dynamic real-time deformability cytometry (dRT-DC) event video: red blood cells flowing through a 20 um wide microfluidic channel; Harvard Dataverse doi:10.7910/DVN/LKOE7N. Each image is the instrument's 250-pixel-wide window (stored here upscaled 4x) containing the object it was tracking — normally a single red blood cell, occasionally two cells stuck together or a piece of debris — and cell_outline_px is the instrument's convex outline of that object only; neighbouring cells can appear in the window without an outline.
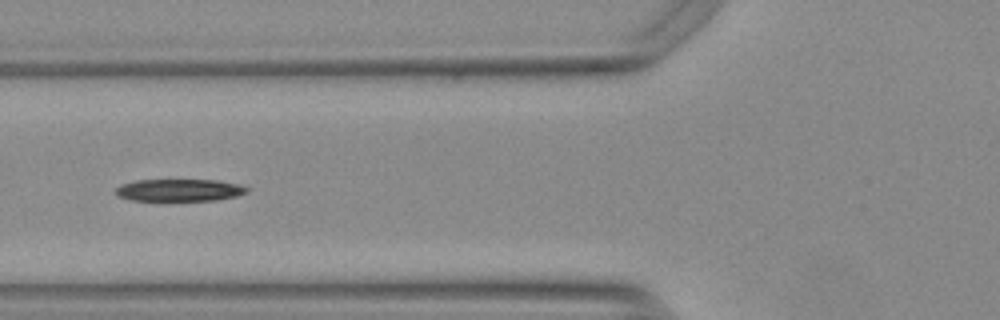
{"species": "Egyptian fruit bat (a non-hibernating species)", "species_latin": "Rousettus aegyptiacus", "temperature_condition": "warm", "stored_images_in_passage": 40, "camera_frame_rate_fps": 3000, "um_per_image_px": 0.085, "animal": {"sex": "female"}, "frame": {"image": 1, "passage_image": 7, "time_ms": 2.0, "image_size_px": [1000, 320], "cell_outline_px": [[248, 192], [236, 196], [216, 200], [132, 200], [116, 196], [116, 188], [124, 184], [136, 180], [216, 180], [236, 184], [248, 188]], "centroid_in_image_um": [15.24, 16.16], "position_along_channel_um": 110.6, "area_um2": 16.7}}
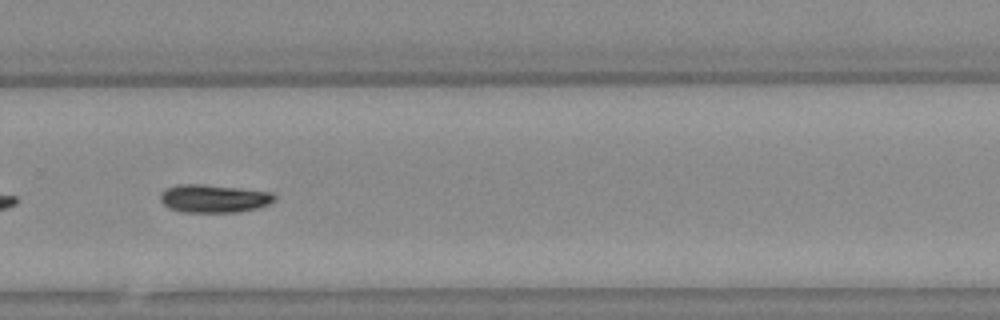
{"frame": {"image": 2, "passage_image": 23, "time_ms": 7.333, "image_size_px": [1000, 320], "cell_outline_px": [[276, 200], [268, 204], [256, 208], [240, 212], [184, 212], [168, 208], [160, 200], [160, 192], [176, 184], [200, 184], [272, 192], [276, 196]], "centroid_in_image_um": [18.16, 16.88], "position_along_channel_um": 311.6, "area_um2": 18.61}}
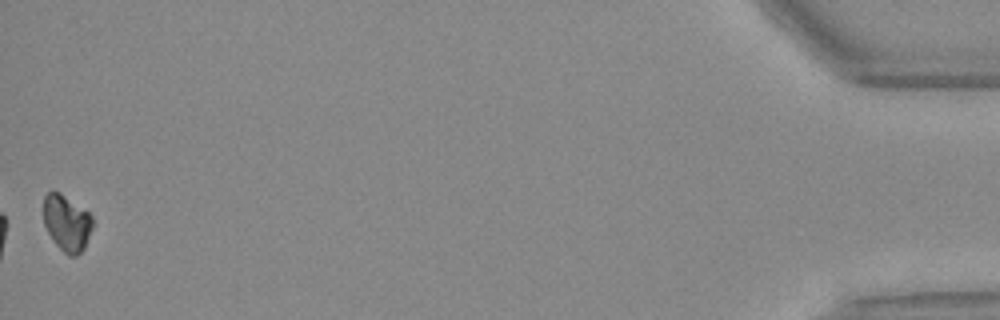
{"frame": {"image": 3, "passage_image": 40, "time_ms": 13.0, "image_size_px": [1000, 320], "cell_outline_px": [[92, 228], [84, 248], [76, 256], [68, 256], [56, 244], [48, 232], [44, 224], [44, 196], [52, 188], [60, 192], [88, 212], [92, 216]], "centroid_in_image_um": [5.66, 18.92], "position_along_channel_um": 429.5, "area_um2": 16.01}, "authors_computed_cell_mechanics": {"area_um2": 17.918, "velocity_mm_per_s": 3.7833, "shape_relaxation_time_tau1_ms": 2.3304, "shape_relaxation_time_tau2_ms": null, "deformation_change_tau1": 0.1281, "deformation_change_tau2": null}}